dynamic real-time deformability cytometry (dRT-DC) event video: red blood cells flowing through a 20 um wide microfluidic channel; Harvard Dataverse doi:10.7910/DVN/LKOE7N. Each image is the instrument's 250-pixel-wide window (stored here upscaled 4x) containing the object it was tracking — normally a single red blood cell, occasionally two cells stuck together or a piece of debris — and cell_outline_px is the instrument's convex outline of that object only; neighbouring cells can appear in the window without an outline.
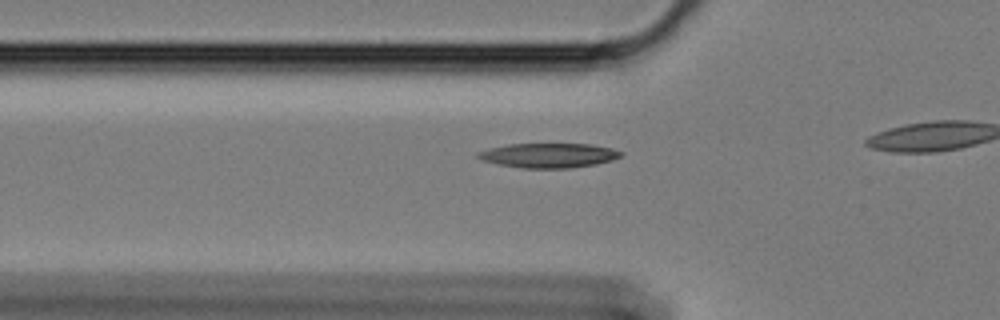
{"species": "Egyptian fruit bat (a non-hibernating species)", "species_latin": "Rousettus aegyptiacus", "temperature_condition": "cold", "stored_images_in_passage": 15, "camera_frame_rate_fps": 3000, "um_per_image_px": 0.085, "animal": {"sex": "female"}, "frame": {"image": 1, "passage_image": 9, "time_ms": 2.667, "image_size_px": [1000, 320], "cell_outline_px": [[624, 156], [612, 160], [596, 164], [568, 168], [520, 168], [500, 164], [484, 160], [476, 156], [476, 152], [508, 144], [592, 144], [612, 148], [624, 152]], "centroid_in_image_um": [46.7, 13.2], "position_along_channel_um": 79.1, "area_um2": 20.4}}
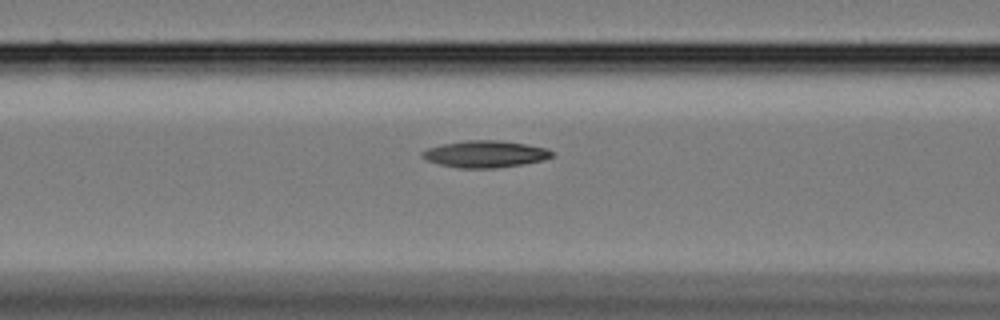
{"frame": {"image": 2, "passage_image": 13, "time_ms": 4.0, "image_size_px": [1000, 320], "cell_outline_px": [[556, 156], [544, 160], [496, 168], [460, 168], [440, 164], [428, 160], [420, 156], [420, 152], [428, 148], [444, 144], [468, 140], [500, 140], [548, 148], [556, 152]], "centroid_in_image_um": [41.3, 13.09], "position_along_channel_um": 125.3, "area_um2": 20.29}}